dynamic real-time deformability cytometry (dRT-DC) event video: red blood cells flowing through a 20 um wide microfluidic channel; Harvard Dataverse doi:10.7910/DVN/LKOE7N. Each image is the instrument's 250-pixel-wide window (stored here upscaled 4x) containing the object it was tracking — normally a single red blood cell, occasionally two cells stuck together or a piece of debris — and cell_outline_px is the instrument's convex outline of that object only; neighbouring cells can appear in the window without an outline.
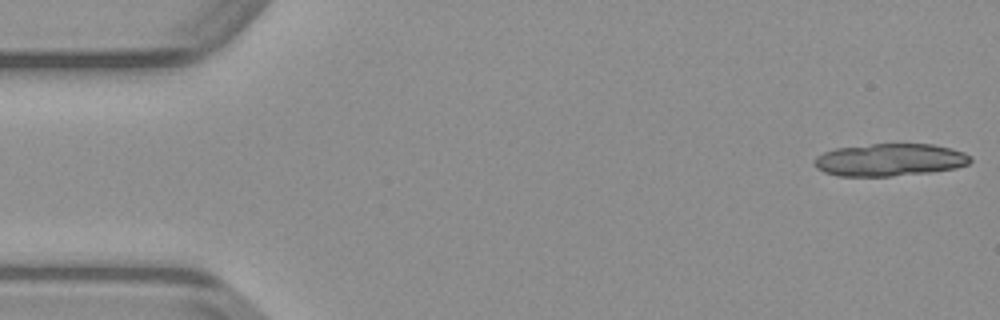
{"species": "common noctule bat (a hibernating species)", "species_latin": "Nyctalus noctula", "temperature_condition": "warm", "stored_images_in_passage": 22, "camera_frame_rate_fps": 3000, "um_per_image_px": 0.085, "animal": {"sex": "male", "body_mass_g": 23.1, "forearm_length_mm": 52.7}, "frame": {"image": 1, "passage_image": 1, "time_ms": 0.0, "image_size_px": [1000, 320], "cell_outline_px": [[972, 160], [968, 164], [956, 168], [932, 172], [892, 176], [836, 176], [824, 172], [816, 168], [812, 164], [812, 160], [816, 156], [824, 152], [836, 148], [872, 144], [932, 144], [952, 148], [964, 152], [972, 156]], "centroid_in_image_um": [75.62, 13.59], "position_along_channel_um": 9.4, "area_um2": 29.88}}